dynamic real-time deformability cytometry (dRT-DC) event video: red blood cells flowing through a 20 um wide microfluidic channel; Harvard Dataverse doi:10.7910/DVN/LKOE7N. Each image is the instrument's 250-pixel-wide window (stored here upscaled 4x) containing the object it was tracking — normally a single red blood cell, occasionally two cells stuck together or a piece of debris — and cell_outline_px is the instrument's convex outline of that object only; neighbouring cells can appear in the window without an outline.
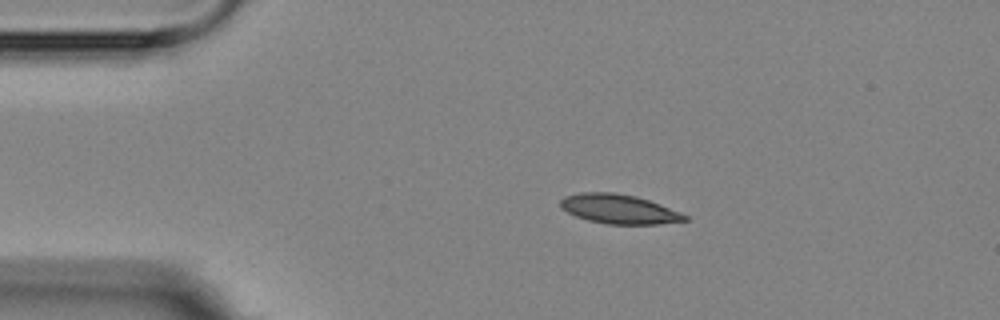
{"species": "Egyptian fruit bat (a non-hibernating species)", "species_latin": "Rousettus aegyptiacus", "temperature_condition": "room temperature", "stored_images_in_passage": 4, "camera_frame_rate_fps": 3000, "um_per_image_px": 0.085, "animal": {"sex": "female"}, "frame": {"image": 1, "passage_image": 2, "time_ms": 1.0, "image_size_px": [1000, 320], "cell_outline_px": [[688, 220], [656, 224], [608, 224], [588, 220], [576, 216], [560, 208], [560, 200], [564, 196], [580, 192], [612, 192], [636, 196], [660, 204], [680, 212], [688, 216]], "centroid_in_image_um": [52.58, 17.76], "position_along_channel_um": 32.4, "area_um2": 21.21}}
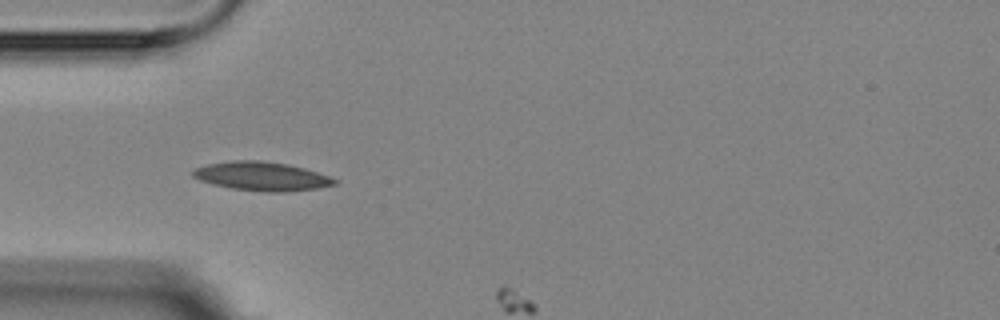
{"frame": {"image": 2, "passage_image": 3, "time_ms": 3.0, "image_size_px": [1000, 320], "cell_outline_px": [[340, 180], [336, 184], [316, 188], [284, 192], [268, 192], [232, 188], [212, 184], [200, 180], [192, 176], [192, 172], [196, 168], [208, 164], [236, 160], [260, 160], [288, 164], [304, 168]], "centroid_in_image_um": [22.26, 14.98], "position_along_channel_um": 62.7, "area_um2": 23.58}}